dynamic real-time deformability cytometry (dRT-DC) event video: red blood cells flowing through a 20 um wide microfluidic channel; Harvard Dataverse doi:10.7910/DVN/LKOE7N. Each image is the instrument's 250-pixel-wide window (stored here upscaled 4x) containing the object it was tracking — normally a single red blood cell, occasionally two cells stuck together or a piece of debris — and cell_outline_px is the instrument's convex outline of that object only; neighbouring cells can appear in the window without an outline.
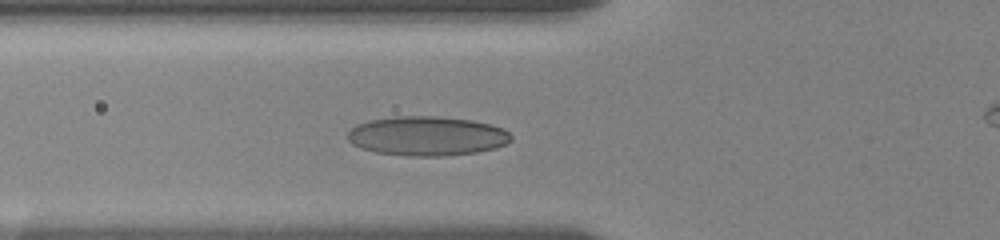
{"species": "human", "species_latin": "Homo sapiens", "temperature_condition": "room temperature", "stored_images_in_passage": 28, "camera_frame_rate_fps": 3000, "um_per_image_px": 0.085, "donor": {"sex": "female"}, "frame": {"image": 1, "passage_image": 16, "time_ms": 5.0, "image_size_px": [1000, 240], "cell_outline_px": [[512, 140], [496, 148], [476, 152], [440, 156], [408, 156], [376, 152], [360, 148], [352, 144], [348, 140], [348, 132], [356, 124], [368, 120], [396, 116], [436, 116], [472, 120], [504, 128], [512, 136]], "centroid_in_image_um": [36.28, 11.56], "position_along_channel_um": 89.5, "area_um2": 37.57}}
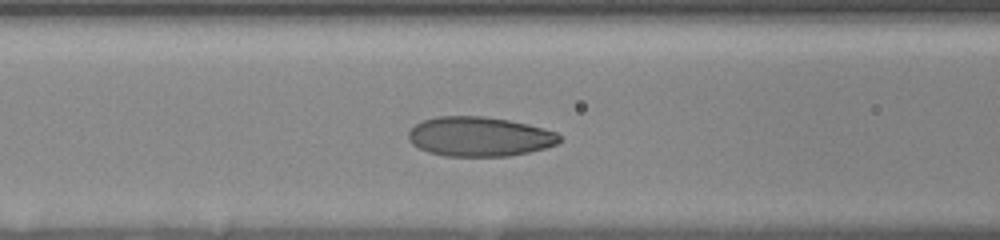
{"frame": {"image": 2, "passage_image": 19, "time_ms": 6.0, "image_size_px": [1000, 240], "cell_outline_px": [[560, 140], [556, 144], [544, 148], [528, 152], [508, 156], [444, 156], [428, 152], [412, 144], [408, 140], [408, 132], [416, 124], [424, 120], [436, 116], [484, 116], [508, 120], [528, 124], [544, 128], [556, 132], [560, 136]], "centroid_in_image_um": [40.73, 11.61], "position_along_channel_um": 125.9, "area_um2": 34.8}}
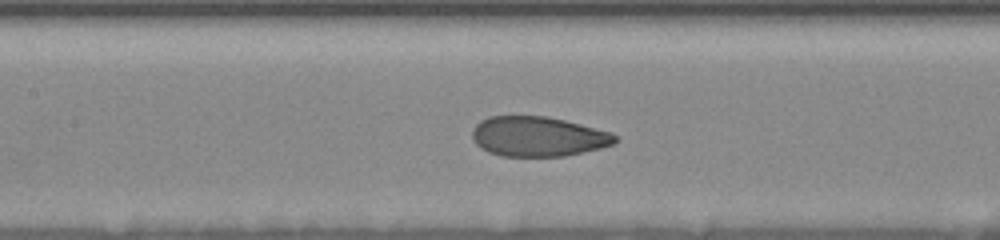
{"frame": {"image": 3, "passage_image": 24, "time_ms": 7.0, "image_size_px": [1000, 240], "cell_outline_px": [[616, 140], [612, 144], [600, 148], [584, 152], [564, 156], [500, 156], [488, 152], [476, 144], [472, 140], [472, 128], [480, 120], [488, 116], [548, 116], [612, 132], [616, 136]], "centroid_in_image_um": [45.69, 11.6], "position_along_channel_um": 161.7, "area_um2": 33.29}}